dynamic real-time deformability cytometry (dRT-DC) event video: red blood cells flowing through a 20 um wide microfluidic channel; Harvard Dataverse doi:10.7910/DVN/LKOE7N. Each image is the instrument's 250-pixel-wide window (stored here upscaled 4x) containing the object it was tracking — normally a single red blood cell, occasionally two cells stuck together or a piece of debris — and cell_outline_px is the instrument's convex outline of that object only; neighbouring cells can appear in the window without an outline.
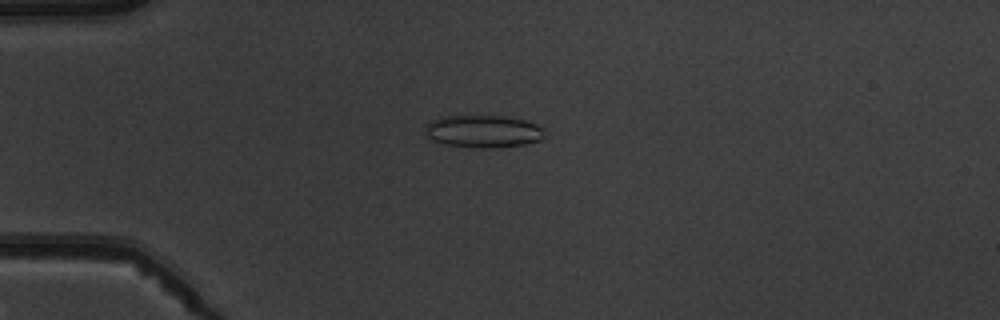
{"species": "common noctule bat (a hibernating species)", "species_latin": "Nyctalus noctula", "temperature_condition": "warm", "stored_images_in_passage": 5, "camera_frame_rate_fps": 3000, "um_per_image_px": 0.085, "animal": {"sex": "male", "body_mass_g": 19.5, "forearm_length_mm": 54.6}, "frame": {"image": 1, "passage_image": 4, "time_ms": 3.667, "image_size_px": [1000, 320], "cell_outline_px": [[544, 136], [540, 140], [524, 144], [496, 148], [480, 148], [444, 144], [432, 140], [424, 132], [424, 128], [432, 120], [440, 116], [476, 112], [504, 116], [524, 120], [536, 124], [544, 128]], "centroid_in_image_um": [41.03, 11.11], "position_along_channel_um": 44.0, "area_um2": 23.58}}